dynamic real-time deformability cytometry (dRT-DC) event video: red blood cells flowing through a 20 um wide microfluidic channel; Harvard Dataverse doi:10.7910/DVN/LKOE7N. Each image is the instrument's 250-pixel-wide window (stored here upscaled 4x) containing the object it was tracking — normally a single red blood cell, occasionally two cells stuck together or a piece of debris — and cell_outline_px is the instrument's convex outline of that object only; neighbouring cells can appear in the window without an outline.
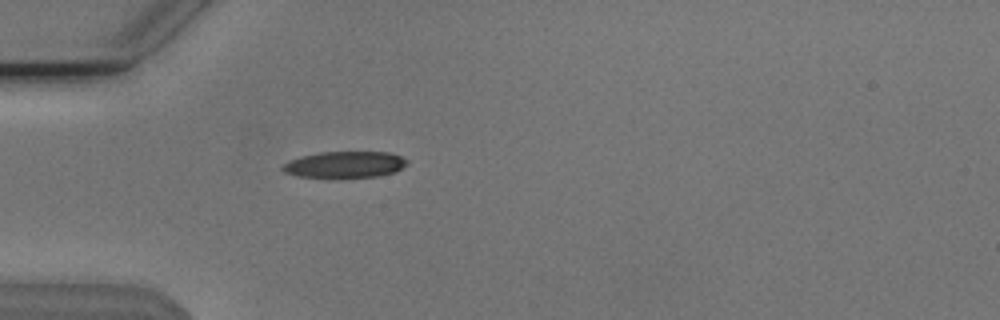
{"species": "Egyptian fruit bat (a non-hibernating species)", "species_latin": "Rousettus aegyptiacus", "temperature_condition": "cold", "stored_images_in_passage": 40, "camera_frame_rate_fps": 3000, "um_per_image_px": 0.085, "animal": {"sex": "male"}, "frame": {"image": 1, "passage_image": 2, "time_ms": 0.333, "image_size_px": [1000, 320], "cell_outline_px": [[408, 164], [396, 172], [380, 176], [296, 176], [284, 172], [280, 168], [288, 160], [300, 156], [320, 152], [388, 152], [400, 156], [408, 160]], "centroid_in_image_um": [29.32, 13.96], "position_along_channel_um": 55.7, "area_um2": 18.9}}
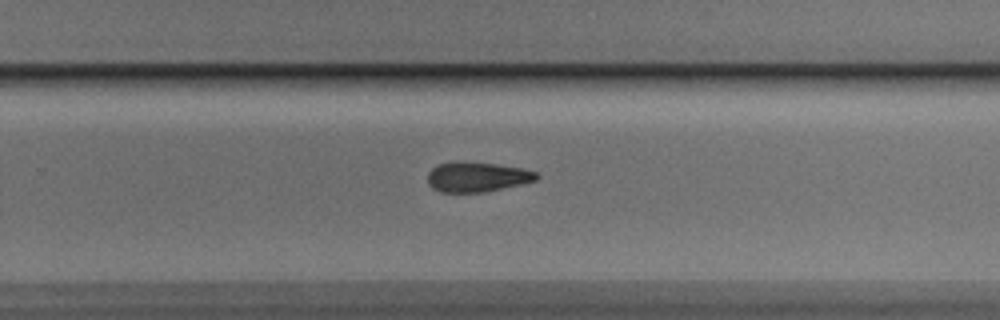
{"frame": {"image": 2, "passage_image": 21, "time_ms": 6.667, "image_size_px": [1000, 320], "cell_outline_px": [[540, 176], [536, 180], [520, 184], [480, 192], [440, 192], [432, 188], [428, 184], [428, 172], [432, 168], [440, 164], [496, 164], [520, 168], [536, 172]], "centroid_in_image_um": [40.55, 15.07], "position_along_channel_um": 289.3, "area_um2": 18.03}}
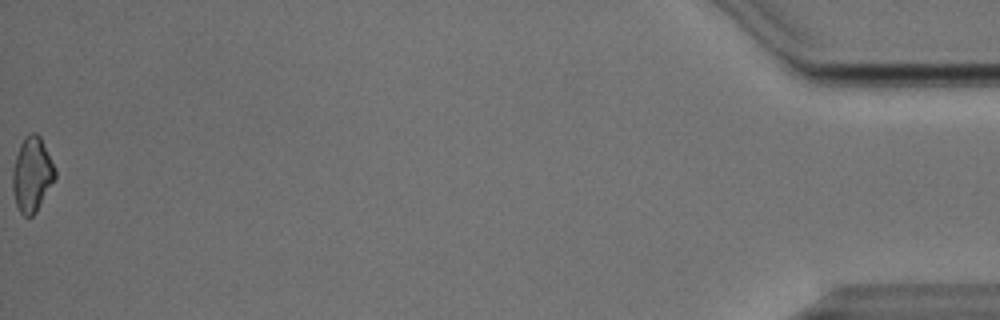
{"frame": {"image": 3, "passage_image": 40, "time_ms": 13.0, "image_size_px": [1000, 320], "cell_outline_px": [[56, 176], [36, 212], [32, 216], [24, 216], [20, 212], [16, 204], [12, 192], [12, 172], [16, 156], [20, 144], [24, 136], [32, 132], [36, 132], [40, 136], [56, 172]], "centroid_in_image_um": [2.69, 14.83], "position_along_channel_um": 432.5, "area_um2": 18.26}, "authors_computed_cell_mechanics": {"area_um2": 18.9584, "velocity_mm_per_s": 3.8195, "shape_relaxation_time_tau1_ms": 4.1175, "shape_relaxation_time_tau2_ms": null, "deformation_change_tau1": 0.1053, "deformation_change_tau2": null}}